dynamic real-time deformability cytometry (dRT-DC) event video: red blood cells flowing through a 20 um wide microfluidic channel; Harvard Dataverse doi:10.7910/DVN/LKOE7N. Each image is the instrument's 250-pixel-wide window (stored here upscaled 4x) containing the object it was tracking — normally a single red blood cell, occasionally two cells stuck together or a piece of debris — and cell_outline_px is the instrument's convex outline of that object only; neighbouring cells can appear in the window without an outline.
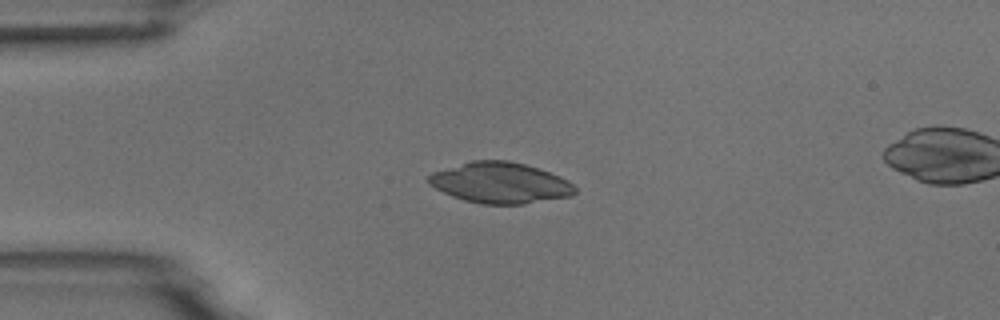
{"species": "common noctule bat (a hibernating species)", "species_latin": "Nyctalus noctula", "temperature_condition": "room temperature", "stored_images_in_passage": 3, "camera_frame_rate_fps": 3000, "um_per_image_px": 0.085, "animal": {"sex": "male", "body_mass_g": 18.8}, "frame": {"image": 1, "passage_image": 2, "time_ms": 1.333, "image_size_px": [1000, 320], "cell_outline_px": [[576, 192], [572, 196], [524, 204], [480, 204], [464, 200], [452, 196], [428, 184], [428, 176], [432, 172], [472, 160], [508, 160], [524, 164], [560, 176], [568, 180], [576, 188]], "centroid_in_image_um": [42.52, 15.54], "position_along_channel_um": 42.5, "area_um2": 34.8}}